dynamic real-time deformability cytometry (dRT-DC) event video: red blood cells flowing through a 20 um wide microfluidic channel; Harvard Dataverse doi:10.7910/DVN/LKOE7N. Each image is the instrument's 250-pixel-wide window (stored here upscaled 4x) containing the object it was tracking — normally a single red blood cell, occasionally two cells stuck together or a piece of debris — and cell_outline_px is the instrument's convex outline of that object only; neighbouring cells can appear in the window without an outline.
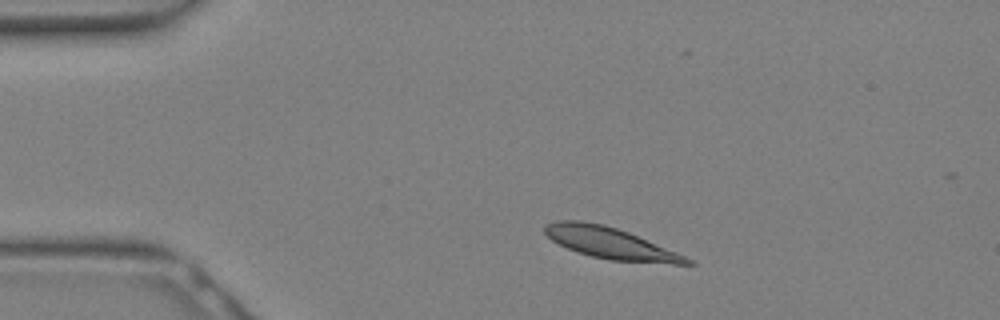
{"species": "Egyptian fruit bat (a non-hibernating species)", "species_latin": "Rousettus aegyptiacus", "temperature_condition": "warm", "stored_images_in_passage": 10, "camera_frame_rate_fps": 3000, "um_per_image_px": 0.085, "animal": {"sex": "female"}, "frame": {"image": 1, "passage_image": 1, "time_ms": 0.0, "image_size_px": [1000, 320], "cell_outline_px": [[696, 264], [672, 264], [608, 260], [576, 252], [552, 240], [544, 232], [544, 228], [548, 224], [556, 220], [580, 220], [604, 224], [628, 232], [676, 252], [692, 260]], "centroid_in_image_um": [51.86, 20.67], "position_along_channel_um": 33.1, "area_um2": 25.78}}
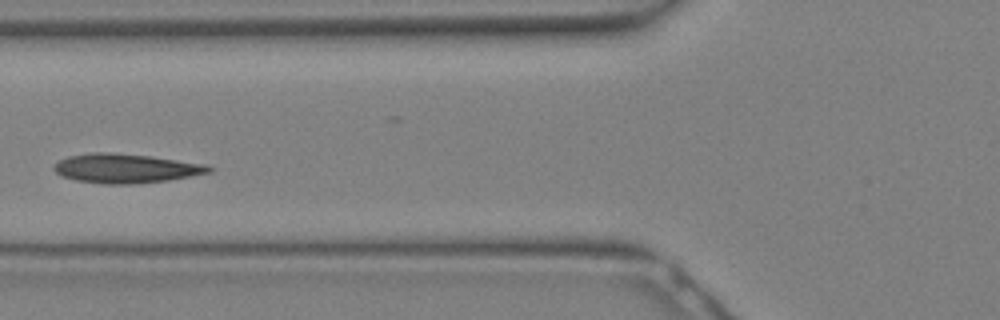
{"frame": {"image": 2, "passage_image": 7, "time_ms": 2.0, "image_size_px": [1000, 320], "cell_outline_px": [[216, 168], [212, 172], [168, 180], [132, 184], [104, 184], [76, 180], [64, 176], [56, 172], [52, 168], [60, 160], [68, 156], [92, 152], [112, 152], [152, 156], [208, 164]], "centroid_in_image_um": [10.76, 14.3], "position_along_channel_um": 115.0, "area_um2": 26.53}}
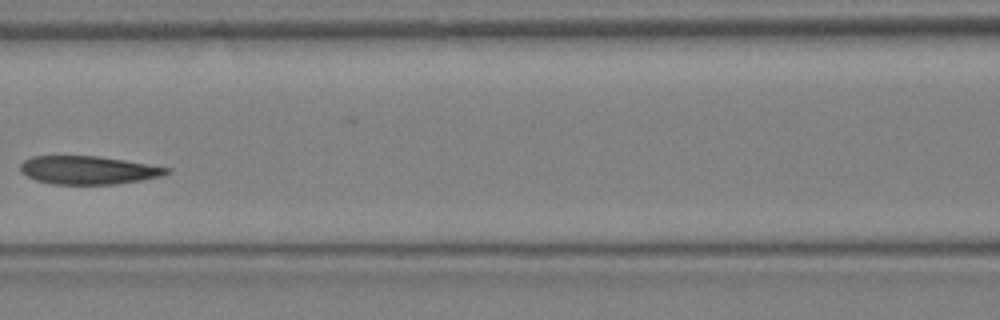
{"frame": {"image": 3, "passage_image": 9, "time_ms": 2.667, "image_size_px": [1000, 320], "cell_outline_px": [[172, 172], [160, 176], [140, 180], [116, 184], [52, 184], [36, 180], [20, 172], [20, 164], [24, 160], [32, 156], [100, 156], [172, 168]], "centroid_in_image_um": [7.5, 14.45], "position_along_channel_um": 159.1, "area_um2": 24.1}}